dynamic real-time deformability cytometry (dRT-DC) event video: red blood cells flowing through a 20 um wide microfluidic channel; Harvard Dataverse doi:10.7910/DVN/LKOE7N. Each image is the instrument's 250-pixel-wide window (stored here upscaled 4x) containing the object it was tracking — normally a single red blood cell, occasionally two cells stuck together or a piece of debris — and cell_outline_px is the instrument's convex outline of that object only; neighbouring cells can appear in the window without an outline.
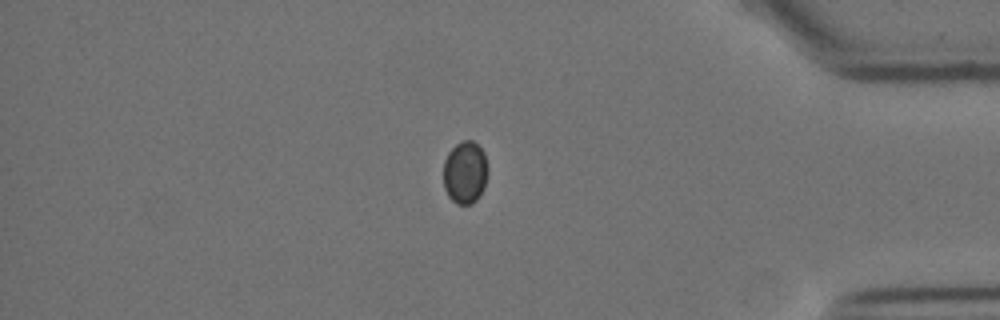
{"species": "Egyptian fruit bat (a non-hibernating species)", "species_latin": "Rousettus aegyptiacus", "temperature_condition": "cold", "stored_images_in_passage": 13, "segment_of_instrument_passage": [2, 2], "camera_frame_rate_fps": 3000, "um_per_image_px": 0.085, "animal": {"sex": "female"}, "frame": {"image": 1, "passage_image": 13, "time_ms": 15.333, "image_size_px": [1000, 320], "cell_outline_px": [[488, 172], [484, 188], [476, 200], [472, 204], [456, 204], [448, 196], [444, 188], [444, 160], [448, 152], [456, 144], [464, 140], [472, 140], [484, 152], [488, 168]], "centroid_in_image_um": [39.53, 14.66], "position_along_channel_um": 395.7, "area_um2": 16.3}}